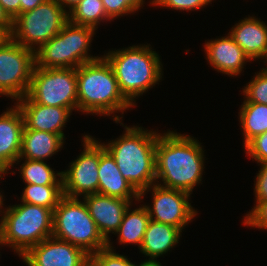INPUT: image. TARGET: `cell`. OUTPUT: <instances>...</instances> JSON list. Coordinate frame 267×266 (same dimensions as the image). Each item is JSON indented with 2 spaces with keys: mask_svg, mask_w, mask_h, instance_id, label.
I'll use <instances>...</instances> for the list:
<instances>
[{
  "mask_svg": "<svg viewBox=\"0 0 267 266\" xmlns=\"http://www.w3.org/2000/svg\"><path fill=\"white\" fill-rule=\"evenodd\" d=\"M95 31L92 27L77 25L70 21L65 24L66 68H78L84 63L100 58L88 53Z\"/></svg>",
  "mask_w": 267,
  "mask_h": 266,
  "instance_id": "d6986e66",
  "label": "cell"
},
{
  "mask_svg": "<svg viewBox=\"0 0 267 266\" xmlns=\"http://www.w3.org/2000/svg\"><path fill=\"white\" fill-rule=\"evenodd\" d=\"M214 1V0H213ZM212 0H150V4L179 11H194L210 4Z\"/></svg>",
  "mask_w": 267,
  "mask_h": 266,
  "instance_id": "4dcf8cb0",
  "label": "cell"
},
{
  "mask_svg": "<svg viewBox=\"0 0 267 266\" xmlns=\"http://www.w3.org/2000/svg\"><path fill=\"white\" fill-rule=\"evenodd\" d=\"M64 9H66L65 7H68L67 10L68 12L76 5L78 4L81 0H57Z\"/></svg>",
  "mask_w": 267,
  "mask_h": 266,
  "instance_id": "74e56055",
  "label": "cell"
},
{
  "mask_svg": "<svg viewBox=\"0 0 267 266\" xmlns=\"http://www.w3.org/2000/svg\"><path fill=\"white\" fill-rule=\"evenodd\" d=\"M251 61L267 57V25L252 15L242 19L229 31Z\"/></svg>",
  "mask_w": 267,
  "mask_h": 266,
  "instance_id": "ac0fdd59",
  "label": "cell"
},
{
  "mask_svg": "<svg viewBox=\"0 0 267 266\" xmlns=\"http://www.w3.org/2000/svg\"><path fill=\"white\" fill-rule=\"evenodd\" d=\"M66 10L57 0H46L33 10L20 13L13 20L10 37L35 52L69 21Z\"/></svg>",
  "mask_w": 267,
  "mask_h": 266,
  "instance_id": "52a82bcc",
  "label": "cell"
},
{
  "mask_svg": "<svg viewBox=\"0 0 267 266\" xmlns=\"http://www.w3.org/2000/svg\"><path fill=\"white\" fill-rule=\"evenodd\" d=\"M14 105L0 115V169L4 173L14 166L21 151L24 119L21 110Z\"/></svg>",
  "mask_w": 267,
  "mask_h": 266,
  "instance_id": "9a60e30c",
  "label": "cell"
},
{
  "mask_svg": "<svg viewBox=\"0 0 267 266\" xmlns=\"http://www.w3.org/2000/svg\"><path fill=\"white\" fill-rule=\"evenodd\" d=\"M98 193L124 200L140 201V193L120 173L114 157L99 142Z\"/></svg>",
  "mask_w": 267,
  "mask_h": 266,
  "instance_id": "e0dca14e",
  "label": "cell"
},
{
  "mask_svg": "<svg viewBox=\"0 0 267 266\" xmlns=\"http://www.w3.org/2000/svg\"><path fill=\"white\" fill-rule=\"evenodd\" d=\"M53 211L29 203L16 204L5 208L0 221V236L22 257L31 247L52 237Z\"/></svg>",
  "mask_w": 267,
  "mask_h": 266,
  "instance_id": "5b68a950",
  "label": "cell"
},
{
  "mask_svg": "<svg viewBox=\"0 0 267 266\" xmlns=\"http://www.w3.org/2000/svg\"><path fill=\"white\" fill-rule=\"evenodd\" d=\"M46 0H20V13H24L33 10L38 5L42 4Z\"/></svg>",
  "mask_w": 267,
  "mask_h": 266,
  "instance_id": "8d00e7d4",
  "label": "cell"
},
{
  "mask_svg": "<svg viewBox=\"0 0 267 266\" xmlns=\"http://www.w3.org/2000/svg\"><path fill=\"white\" fill-rule=\"evenodd\" d=\"M24 161L18 170L25 184L62 185V172H54L45 161L30 159Z\"/></svg>",
  "mask_w": 267,
  "mask_h": 266,
  "instance_id": "484cf974",
  "label": "cell"
},
{
  "mask_svg": "<svg viewBox=\"0 0 267 266\" xmlns=\"http://www.w3.org/2000/svg\"><path fill=\"white\" fill-rule=\"evenodd\" d=\"M204 48L211 67L229 77L240 75L246 62L251 61L229 33L220 39L207 41Z\"/></svg>",
  "mask_w": 267,
  "mask_h": 266,
  "instance_id": "2e32d148",
  "label": "cell"
},
{
  "mask_svg": "<svg viewBox=\"0 0 267 266\" xmlns=\"http://www.w3.org/2000/svg\"><path fill=\"white\" fill-rule=\"evenodd\" d=\"M9 38L10 34L5 29L0 27V46Z\"/></svg>",
  "mask_w": 267,
  "mask_h": 266,
  "instance_id": "f35d334b",
  "label": "cell"
},
{
  "mask_svg": "<svg viewBox=\"0 0 267 266\" xmlns=\"http://www.w3.org/2000/svg\"><path fill=\"white\" fill-rule=\"evenodd\" d=\"M0 27L5 29L9 34H11L13 29V20L4 11L1 4H0Z\"/></svg>",
  "mask_w": 267,
  "mask_h": 266,
  "instance_id": "d590c367",
  "label": "cell"
},
{
  "mask_svg": "<svg viewBox=\"0 0 267 266\" xmlns=\"http://www.w3.org/2000/svg\"><path fill=\"white\" fill-rule=\"evenodd\" d=\"M149 190H152L153 205L145 204V207L150 220L175 226L182 231L197 215L189 203L190 193L153 184L140 192V201Z\"/></svg>",
  "mask_w": 267,
  "mask_h": 266,
  "instance_id": "8fae6325",
  "label": "cell"
},
{
  "mask_svg": "<svg viewBox=\"0 0 267 266\" xmlns=\"http://www.w3.org/2000/svg\"><path fill=\"white\" fill-rule=\"evenodd\" d=\"M32 101L45 106L78 109L76 68L34 67L26 94Z\"/></svg>",
  "mask_w": 267,
  "mask_h": 266,
  "instance_id": "ba28073f",
  "label": "cell"
},
{
  "mask_svg": "<svg viewBox=\"0 0 267 266\" xmlns=\"http://www.w3.org/2000/svg\"><path fill=\"white\" fill-rule=\"evenodd\" d=\"M78 110L87 114L110 116L133 107L120 92L114 71L108 61L99 59L76 68Z\"/></svg>",
  "mask_w": 267,
  "mask_h": 266,
  "instance_id": "3957f363",
  "label": "cell"
},
{
  "mask_svg": "<svg viewBox=\"0 0 267 266\" xmlns=\"http://www.w3.org/2000/svg\"><path fill=\"white\" fill-rule=\"evenodd\" d=\"M35 67V52L11 37L0 46V96H26Z\"/></svg>",
  "mask_w": 267,
  "mask_h": 266,
  "instance_id": "9c48e42d",
  "label": "cell"
},
{
  "mask_svg": "<svg viewBox=\"0 0 267 266\" xmlns=\"http://www.w3.org/2000/svg\"><path fill=\"white\" fill-rule=\"evenodd\" d=\"M107 16L114 20L141 9L145 0H102Z\"/></svg>",
  "mask_w": 267,
  "mask_h": 266,
  "instance_id": "f546056e",
  "label": "cell"
},
{
  "mask_svg": "<svg viewBox=\"0 0 267 266\" xmlns=\"http://www.w3.org/2000/svg\"><path fill=\"white\" fill-rule=\"evenodd\" d=\"M255 206L246 216H244V225L253 228L267 230V201H256Z\"/></svg>",
  "mask_w": 267,
  "mask_h": 266,
  "instance_id": "d6a6232c",
  "label": "cell"
},
{
  "mask_svg": "<svg viewBox=\"0 0 267 266\" xmlns=\"http://www.w3.org/2000/svg\"><path fill=\"white\" fill-rule=\"evenodd\" d=\"M244 147L256 136L267 131V105L248 102L245 98L239 111Z\"/></svg>",
  "mask_w": 267,
  "mask_h": 266,
  "instance_id": "603a6c76",
  "label": "cell"
},
{
  "mask_svg": "<svg viewBox=\"0 0 267 266\" xmlns=\"http://www.w3.org/2000/svg\"><path fill=\"white\" fill-rule=\"evenodd\" d=\"M16 101L23 115L24 129L55 133L65 139L63 128L72 115L68 108L35 103L27 95Z\"/></svg>",
  "mask_w": 267,
  "mask_h": 266,
  "instance_id": "5bb4252c",
  "label": "cell"
},
{
  "mask_svg": "<svg viewBox=\"0 0 267 266\" xmlns=\"http://www.w3.org/2000/svg\"><path fill=\"white\" fill-rule=\"evenodd\" d=\"M121 118L115 115L113 121L120 123L125 133L103 145L114 157L123 177L140 193L156 184L155 158L159 133L139 126H124Z\"/></svg>",
  "mask_w": 267,
  "mask_h": 266,
  "instance_id": "7a4b0ae2",
  "label": "cell"
},
{
  "mask_svg": "<svg viewBox=\"0 0 267 266\" xmlns=\"http://www.w3.org/2000/svg\"><path fill=\"white\" fill-rule=\"evenodd\" d=\"M0 4L12 20L20 14V0H0Z\"/></svg>",
  "mask_w": 267,
  "mask_h": 266,
  "instance_id": "e575fe53",
  "label": "cell"
},
{
  "mask_svg": "<svg viewBox=\"0 0 267 266\" xmlns=\"http://www.w3.org/2000/svg\"><path fill=\"white\" fill-rule=\"evenodd\" d=\"M252 80L243 88V94L248 102L267 105V71L262 68L255 73Z\"/></svg>",
  "mask_w": 267,
  "mask_h": 266,
  "instance_id": "83f0119b",
  "label": "cell"
},
{
  "mask_svg": "<svg viewBox=\"0 0 267 266\" xmlns=\"http://www.w3.org/2000/svg\"><path fill=\"white\" fill-rule=\"evenodd\" d=\"M260 170L256 175L254 192L256 201H267V163L259 164Z\"/></svg>",
  "mask_w": 267,
  "mask_h": 266,
  "instance_id": "836d02e7",
  "label": "cell"
},
{
  "mask_svg": "<svg viewBox=\"0 0 267 266\" xmlns=\"http://www.w3.org/2000/svg\"><path fill=\"white\" fill-rule=\"evenodd\" d=\"M204 160L202 145L196 138L170 130L159 133L155 158L156 184L192 194L194 187L202 181Z\"/></svg>",
  "mask_w": 267,
  "mask_h": 266,
  "instance_id": "6da1fadb",
  "label": "cell"
},
{
  "mask_svg": "<svg viewBox=\"0 0 267 266\" xmlns=\"http://www.w3.org/2000/svg\"><path fill=\"white\" fill-rule=\"evenodd\" d=\"M265 61H267V57L265 58ZM265 63H267V62H265ZM266 71H267V67L266 68H264Z\"/></svg>",
  "mask_w": 267,
  "mask_h": 266,
  "instance_id": "ee69618b",
  "label": "cell"
},
{
  "mask_svg": "<svg viewBox=\"0 0 267 266\" xmlns=\"http://www.w3.org/2000/svg\"><path fill=\"white\" fill-rule=\"evenodd\" d=\"M69 21L97 30L102 22L111 21L107 16L102 0H81L69 12Z\"/></svg>",
  "mask_w": 267,
  "mask_h": 266,
  "instance_id": "d4e9b609",
  "label": "cell"
},
{
  "mask_svg": "<svg viewBox=\"0 0 267 266\" xmlns=\"http://www.w3.org/2000/svg\"><path fill=\"white\" fill-rule=\"evenodd\" d=\"M21 258L28 266L90 265V255L84 250L53 236L31 247Z\"/></svg>",
  "mask_w": 267,
  "mask_h": 266,
  "instance_id": "7c38bea8",
  "label": "cell"
},
{
  "mask_svg": "<svg viewBox=\"0 0 267 266\" xmlns=\"http://www.w3.org/2000/svg\"><path fill=\"white\" fill-rule=\"evenodd\" d=\"M21 202L43 206L52 211L64 196L63 185L25 184Z\"/></svg>",
  "mask_w": 267,
  "mask_h": 266,
  "instance_id": "4316f807",
  "label": "cell"
},
{
  "mask_svg": "<svg viewBox=\"0 0 267 266\" xmlns=\"http://www.w3.org/2000/svg\"><path fill=\"white\" fill-rule=\"evenodd\" d=\"M182 231L172 225L150 220L144 233L140 252L156 260L179 243Z\"/></svg>",
  "mask_w": 267,
  "mask_h": 266,
  "instance_id": "44dd1931",
  "label": "cell"
},
{
  "mask_svg": "<svg viewBox=\"0 0 267 266\" xmlns=\"http://www.w3.org/2000/svg\"><path fill=\"white\" fill-rule=\"evenodd\" d=\"M2 245L5 246V243L2 241V238H1V236H0V246L2 247ZM1 247H0V248H1Z\"/></svg>",
  "mask_w": 267,
  "mask_h": 266,
  "instance_id": "7bdbcfd3",
  "label": "cell"
},
{
  "mask_svg": "<svg viewBox=\"0 0 267 266\" xmlns=\"http://www.w3.org/2000/svg\"><path fill=\"white\" fill-rule=\"evenodd\" d=\"M56 239L69 242L92 255L107 247L95 221L81 198L63 196L53 210V232Z\"/></svg>",
  "mask_w": 267,
  "mask_h": 266,
  "instance_id": "8992f818",
  "label": "cell"
},
{
  "mask_svg": "<svg viewBox=\"0 0 267 266\" xmlns=\"http://www.w3.org/2000/svg\"><path fill=\"white\" fill-rule=\"evenodd\" d=\"M3 199H4L3 198V195L0 193V212H1L0 214L2 215V217H3V214L2 213H4V209H3L4 206H2V205H4L3 204ZM2 209H3V212H2Z\"/></svg>",
  "mask_w": 267,
  "mask_h": 266,
  "instance_id": "60d3db41",
  "label": "cell"
},
{
  "mask_svg": "<svg viewBox=\"0 0 267 266\" xmlns=\"http://www.w3.org/2000/svg\"><path fill=\"white\" fill-rule=\"evenodd\" d=\"M153 50L148 44L133 45L108 51L103 56L114 71L120 92L132 106H136L135 99L162 79L163 65Z\"/></svg>",
  "mask_w": 267,
  "mask_h": 266,
  "instance_id": "277c9868",
  "label": "cell"
},
{
  "mask_svg": "<svg viewBox=\"0 0 267 266\" xmlns=\"http://www.w3.org/2000/svg\"><path fill=\"white\" fill-rule=\"evenodd\" d=\"M35 66L66 68L65 25L57 35L35 51Z\"/></svg>",
  "mask_w": 267,
  "mask_h": 266,
  "instance_id": "cb8c5ba5",
  "label": "cell"
},
{
  "mask_svg": "<svg viewBox=\"0 0 267 266\" xmlns=\"http://www.w3.org/2000/svg\"><path fill=\"white\" fill-rule=\"evenodd\" d=\"M7 173H4L1 169H0V178H3V175H5Z\"/></svg>",
  "mask_w": 267,
  "mask_h": 266,
  "instance_id": "b9f144b4",
  "label": "cell"
},
{
  "mask_svg": "<svg viewBox=\"0 0 267 266\" xmlns=\"http://www.w3.org/2000/svg\"><path fill=\"white\" fill-rule=\"evenodd\" d=\"M149 221L150 216L145 205L142 204L139 208L133 209V211L129 206L124 214L121 225L115 233L118 236L119 244H137L138 249H140Z\"/></svg>",
  "mask_w": 267,
  "mask_h": 266,
  "instance_id": "7402d4cb",
  "label": "cell"
},
{
  "mask_svg": "<svg viewBox=\"0 0 267 266\" xmlns=\"http://www.w3.org/2000/svg\"><path fill=\"white\" fill-rule=\"evenodd\" d=\"M108 241L107 247L90 255V266H139L129 261L126 256L116 253Z\"/></svg>",
  "mask_w": 267,
  "mask_h": 266,
  "instance_id": "f1b7e54d",
  "label": "cell"
},
{
  "mask_svg": "<svg viewBox=\"0 0 267 266\" xmlns=\"http://www.w3.org/2000/svg\"><path fill=\"white\" fill-rule=\"evenodd\" d=\"M82 142L81 154L61 171L63 193L72 198L98 193L99 142L91 135H84Z\"/></svg>",
  "mask_w": 267,
  "mask_h": 266,
  "instance_id": "30bf717a",
  "label": "cell"
},
{
  "mask_svg": "<svg viewBox=\"0 0 267 266\" xmlns=\"http://www.w3.org/2000/svg\"><path fill=\"white\" fill-rule=\"evenodd\" d=\"M64 138L58 134L34 130L23 129L21 151L16 164L22 159L44 161L52 157L64 146ZM20 160V161H19Z\"/></svg>",
  "mask_w": 267,
  "mask_h": 266,
  "instance_id": "ffe728a7",
  "label": "cell"
},
{
  "mask_svg": "<svg viewBox=\"0 0 267 266\" xmlns=\"http://www.w3.org/2000/svg\"><path fill=\"white\" fill-rule=\"evenodd\" d=\"M82 199L87 206L89 215L107 242L111 241L109 234L117 232L126 210L133 203V200H124L99 193L86 195Z\"/></svg>",
  "mask_w": 267,
  "mask_h": 266,
  "instance_id": "4fadbf2b",
  "label": "cell"
},
{
  "mask_svg": "<svg viewBox=\"0 0 267 266\" xmlns=\"http://www.w3.org/2000/svg\"><path fill=\"white\" fill-rule=\"evenodd\" d=\"M139 266H163L161 265V263L157 260H145L144 262H141V264H139Z\"/></svg>",
  "mask_w": 267,
  "mask_h": 266,
  "instance_id": "ab89813d",
  "label": "cell"
},
{
  "mask_svg": "<svg viewBox=\"0 0 267 266\" xmlns=\"http://www.w3.org/2000/svg\"><path fill=\"white\" fill-rule=\"evenodd\" d=\"M244 151L257 163H267V131L252 139L244 147Z\"/></svg>",
  "mask_w": 267,
  "mask_h": 266,
  "instance_id": "1f68e13d",
  "label": "cell"
}]
</instances>
